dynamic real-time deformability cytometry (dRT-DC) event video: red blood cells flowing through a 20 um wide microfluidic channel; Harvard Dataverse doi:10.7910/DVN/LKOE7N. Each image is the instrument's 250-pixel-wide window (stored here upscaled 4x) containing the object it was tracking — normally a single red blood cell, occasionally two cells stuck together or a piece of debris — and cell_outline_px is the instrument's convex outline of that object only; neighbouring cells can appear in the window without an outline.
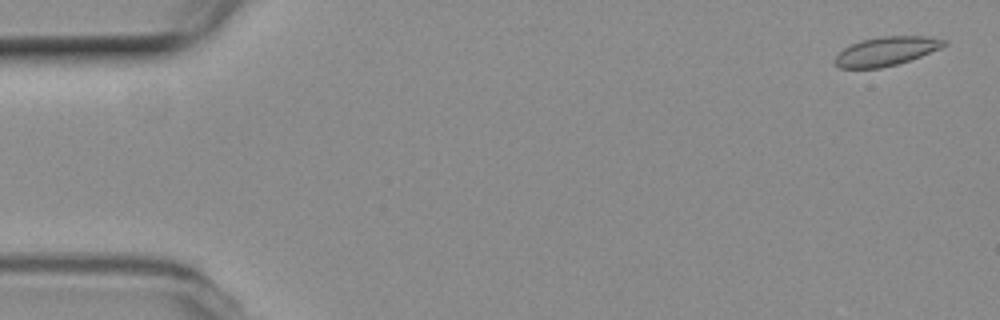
{"species": "common noctule bat (a hibernating species)", "species_latin": "Nyctalus noctula", "temperature_condition": "room temperature", "stored_images_in_passage": 16, "camera_frame_rate_fps": 3000, "um_per_image_px": 0.085, "animal": {"sex": "female", "body_mass_g": 19.3, "forearm_length_mm": 54.1}, "frame": {"image": 1, "passage_image": 2, "time_ms": 0.333, "image_size_px": [1000, 320], "cell_outline_px": [[948, 44], [940, 48], [920, 56], [896, 64], [880, 68], [840, 68], [836, 64], [836, 56], [844, 48], [852, 44], [864, 40], [884, 36], [924, 36], [948, 40]], "centroid_in_image_um": [75.37, 4.35], "position_along_channel_um": 9.6, "area_um2": 17.98}}
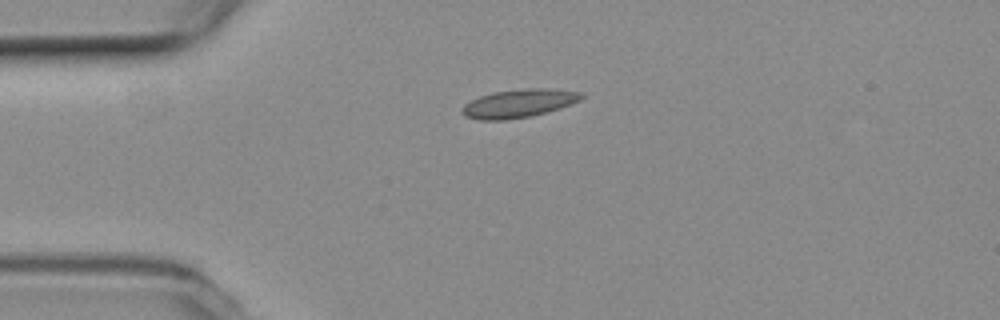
{"frame": {"image": 2, "passage_image": 13, "time_ms": 4.0, "image_size_px": [1000, 320], "cell_outline_px": [[584, 96], [580, 100], [560, 108], [528, 116], [504, 120], [480, 120], [464, 116], [460, 112], [460, 108], [464, 104], [480, 96], [492, 92], [524, 88], [548, 88], [580, 92]], "centroid_in_image_um": [44.04, 8.78], "position_along_channel_um": 41.0, "area_um2": 19.59}}